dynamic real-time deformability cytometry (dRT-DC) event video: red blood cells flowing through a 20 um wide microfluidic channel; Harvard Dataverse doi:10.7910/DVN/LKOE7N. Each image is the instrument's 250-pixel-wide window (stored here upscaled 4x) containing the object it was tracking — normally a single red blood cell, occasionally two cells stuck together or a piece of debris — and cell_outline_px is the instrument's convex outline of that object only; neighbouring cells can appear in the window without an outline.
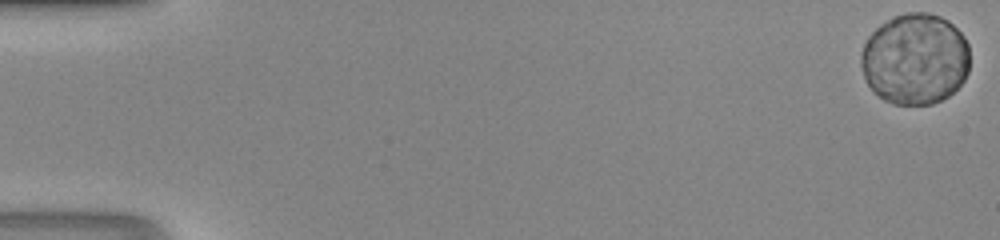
{"species": "human", "species_latin": "Homo sapiens", "temperature_condition": "room temperature", "stored_images_in_passage": 50, "camera_frame_rate_fps": 3000, "um_per_image_px": 0.085, "donor": {"sex": "male"}, "frame": {"image": 1, "passage_image": 1, "time_ms": 0.0, "image_size_px": [1000, 240], "cell_outline_px": [[968, 72], [964, 80], [948, 96], [932, 104], [892, 104], [884, 100], [868, 84], [864, 76], [860, 64], [860, 56], [864, 44], [868, 36], [880, 24], [892, 16], [908, 12], [928, 12], [940, 16], [948, 20], [964, 36], [968, 44]], "centroid_in_image_um": [77.77, 4.99], "position_along_channel_um": 7.2, "area_um2": 57.92}}
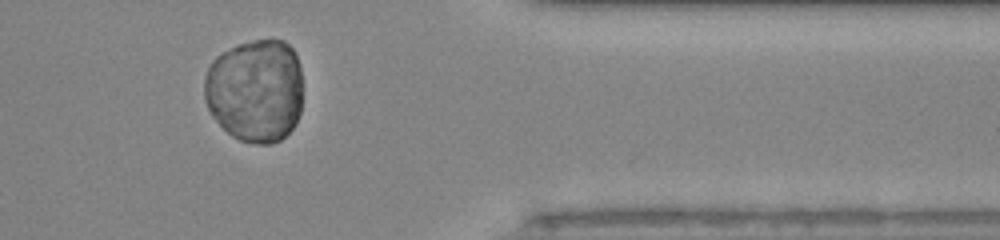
{"frame": {"image": 2, "passage_image": 42, "time_ms": 13.667, "image_size_px": [1000, 240], "cell_outline_px": [[300, 112], [296, 124], [280, 140], [268, 144], [256, 144], [240, 140], [232, 136], [212, 116], [204, 100], [204, 80], [208, 68], [212, 60], [216, 56], [236, 44], [256, 40], [284, 40], [292, 48], [296, 56], [300, 68]], "centroid_in_image_um": [21.67, 7.69], "position_along_channel_um": 389.7, "area_um2": 59.42}}
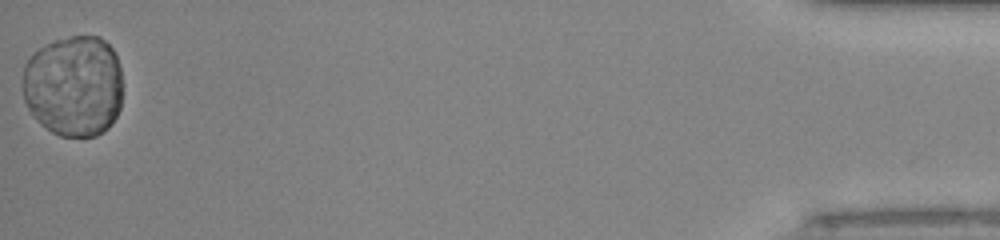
{"frame": {"image": 3, "passage_image": 50, "time_ms": 16.333, "image_size_px": [1000, 240], "cell_outline_px": [[120, 108], [116, 116], [108, 128], [96, 136], [60, 136], [52, 132], [40, 124], [28, 108], [24, 100], [24, 64], [40, 48], [56, 40], [72, 36], [100, 36], [112, 48], [116, 56], [120, 68]], "centroid_in_image_um": [6.27, 7.31], "position_along_channel_um": 428.9, "area_um2": 58.84}}